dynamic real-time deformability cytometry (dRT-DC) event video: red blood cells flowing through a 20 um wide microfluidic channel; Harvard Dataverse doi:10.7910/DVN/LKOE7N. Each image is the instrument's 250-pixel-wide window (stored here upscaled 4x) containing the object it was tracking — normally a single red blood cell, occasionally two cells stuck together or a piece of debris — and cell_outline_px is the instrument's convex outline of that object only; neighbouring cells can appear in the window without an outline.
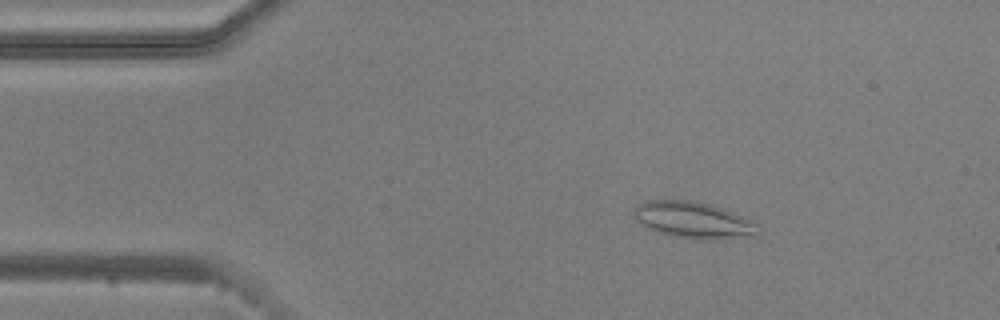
{"species": "common noctule bat (a hibernating species)", "species_latin": "Nyctalus noctula", "temperature_condition": "warm", "stored_images_in_passage": 53, "camera_frame_rate_fps": 3000, "um_per_image_px": 0.085, "animal": {"sex": "male", "body_mass_g": 20.5, "forearm_length_mm": 52.5}, "frame": {"image": 1, "passage_image": 8, "time_ms": 2.333, "image_size_px": [1000, 320], "cell_outline_px": [[760, 224], [756, 236], [720, 240], [692, 240], [672, 236], [656, 232], [644, 228], [636, 220], [632, 212], [640, 204], [648, 200], [688, 200], [708, 204], [732, 212], [752, 220]], "centroid_in_image_um": [58.95, 18.75], "position_along_channel_um": 26.1, "area_um2": 26.88}}
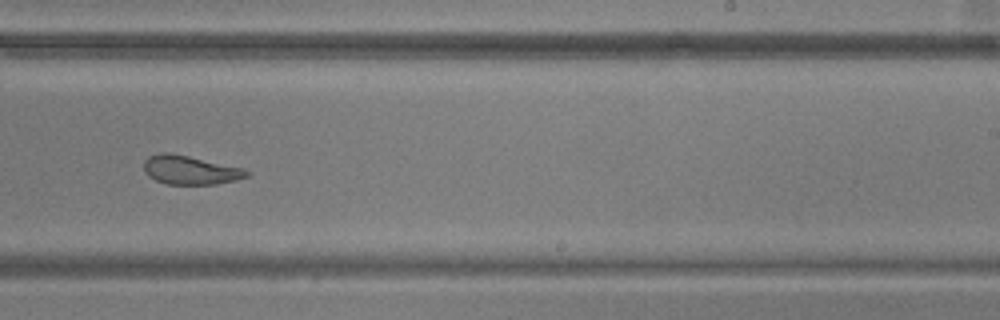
{"frame": {"image": 2, "passage_image": 32, "time_ms": 10.333, "image_size_px": [1000, 320], "cell_outline_px": [[252, 172], [248, 176], [236, 180], [216, 184], [168, 184], [156, 180], [148, 176], [144, 172], [144, 160], [148, 156], [160, 152], [168, 152], [188, 156], [244, 168]], "centroid_in_image_um": [16.17, 14.45], "position_along_channel_um": 272.8, "area_um2": 17.34}}
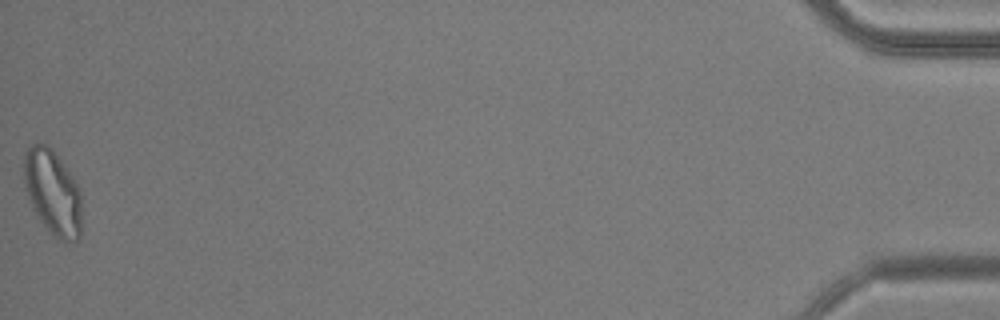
{"frame": {"image": 3, "passage_image": 53, "time_ms": 17.333, "image_size_px": [1000, 320], "cell_outline_px": [[80, 240], [72, 244], [64, 244], [52, 236], [40, 220], [32, 208], [24, 184], [24, 152], [32, 144], [48, 144], [72, 176], [80, 192]], "centroid_in_image_um": [4.47, 16.43], "position_along_channel_um": 430.7, "area_um2": 28.78}, "authors_computed_cell_mechanics": {"area_um2": 21.3282, "velocity_mm_per_s": 3.7485, "shape_relaxation_time_tau1_ms": null, "shape_relaxation_time_tau2_ms": 1.7825, "deformation_change_tau1": null, "deformation_change_tau2": 0.0917}}